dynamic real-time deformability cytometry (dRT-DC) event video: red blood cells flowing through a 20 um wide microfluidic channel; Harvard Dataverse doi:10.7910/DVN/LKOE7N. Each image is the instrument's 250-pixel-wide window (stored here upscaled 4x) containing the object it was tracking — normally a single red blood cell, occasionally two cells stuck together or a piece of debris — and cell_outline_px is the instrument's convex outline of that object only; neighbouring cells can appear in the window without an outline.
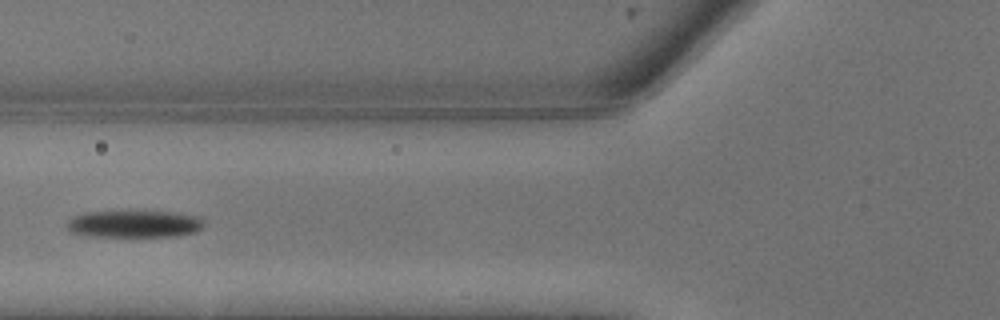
{"species": "common noctule bat (a hibernating species)", "species_latin": "Nyctalus noctula", "temperature_condition": "warm", "stored_images_in_passage": 15, "camera_frame_rate_fps": 3000, "um_per_image_px": 0.085, "animal": {"sex": "male", "body_mass_g": 13.3}, "frame": {"image": 1, "passage_image": 10, "time_ms": 3.0, "image_size_px": [1000, 320], "cell_outline_px": [[204, 228], [196, 232], [176, 236], [88, 236], [72, 232], [64, 224], [72, 216], [88, 212], [180, 212], [200, 216], [204, 220]], "centroid_in_image_um": [11.47, 19.03], "position_along_channel_um": 114.3, "area_um2": 21.79}}
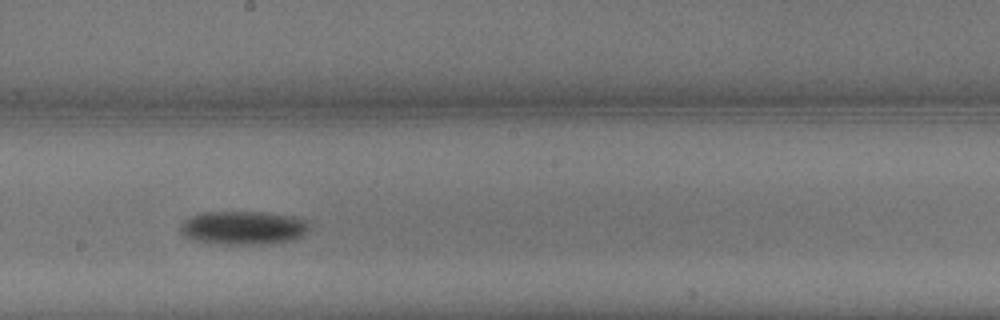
{"frame": {"image": 2, "passage_image": 14, "time_ms": 4.333, "image_size_px": [1000, 320], "cell_outline_px": [[312, 224], [308, 232], [304, 236], [288, 240], [260, 244], [224, 244], [196, 240], [184, 236], [180, 232], [180, 224], [184, 220], [192, 216], [204, 212], [260, 212], [292, 216], [308, 220]], "centroid_in_image_um": [20.72, 19.35], "position_along_channel_um": 227.5, "area_um2": 25.2}}